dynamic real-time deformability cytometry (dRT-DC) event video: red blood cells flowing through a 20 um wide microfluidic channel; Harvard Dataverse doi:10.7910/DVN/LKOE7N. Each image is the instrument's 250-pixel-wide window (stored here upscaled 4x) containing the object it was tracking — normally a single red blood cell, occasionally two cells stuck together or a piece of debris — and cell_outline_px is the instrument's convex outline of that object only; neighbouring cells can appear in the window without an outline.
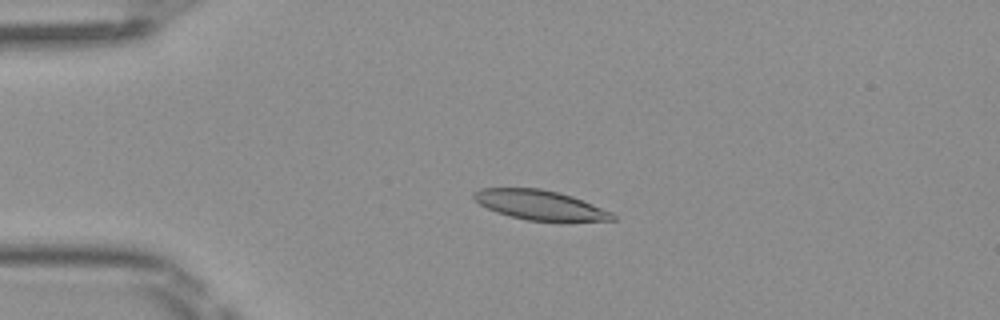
{"species": "Egyptian fruit bat (a non-hibernating species)", "species_latin": "Rousettus aegyptiacus", "temperature_condition": "room temperature", "stored_images_in_passage": 49, "camera_frame_rate_fps": 3000, "um_per_image_px": 0.085, "frame": {"image": 1, "passage_image": 11, "time_ms": 3.333, "image_size_px": [1000, 320], "cell_outline_px": [[616, 220], [528, 220], [496, 212], [480, 204], [472, 196], [472, 192], [480, 188], [540, 188], [572, 196], [612, 212], [616, 216]], "centroid_in_image_um": [45.86, 17.4], "position_along_channel_um": 39.1, "area_um2": 23.41}}
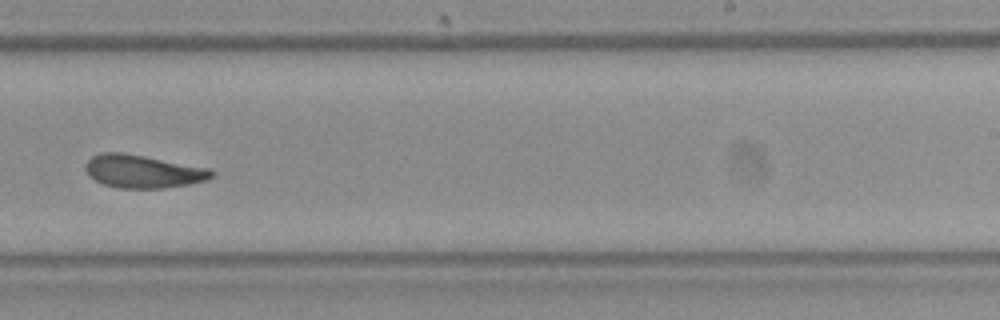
{"frame": {"image": 2, "passage_image": 31, "time_ms": 10.0, "image_size_px": [1000, 320], "cell_outline_px": [[216, 172], [212, 176], [204, 180], [188, 184], [160, 188], [120, 188], [104, 184], [88, 176], [84, 168], [84, 164], [92, 156], [100, 152], [124, 152], [212, 168]], "centroid_in_image_um": [12.13, 14.54], "position_along_channel_um": 276.9, "area_um2": 24.45}}
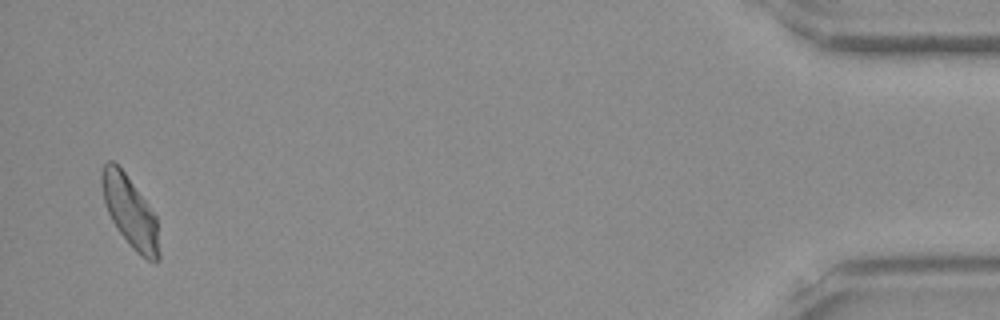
{"frame": {"image": 3, "passage_image": 48, "time_ms": 15.667, "image_size_px": [1000, 320], "cell_outline_px": [[160, 260], [156, 264], [140, 256], [132, 248], [116, 228], [104, 204], [100, 184], [100, 176], [104, 164], [108, 160], [112, 160], [124, 172], [148, 204], [156, 216], [160, 252]], "centroid_in_image_um": [11.05, 18.04], "position_along_channel_um": 424.1, "area_um2": 23.93}, "authors_computed_cell_mechanics": {"area_um2": 24.276, "velocity_mm_per_s": 4.0625, "shape_relaxation_time_tau1_ms": 7.6934, "shape_relaxation_time_tau2_ms": 3.1691, "deformation_change_tau1": 0.188, "deformation_change_tau2": 0.108}}